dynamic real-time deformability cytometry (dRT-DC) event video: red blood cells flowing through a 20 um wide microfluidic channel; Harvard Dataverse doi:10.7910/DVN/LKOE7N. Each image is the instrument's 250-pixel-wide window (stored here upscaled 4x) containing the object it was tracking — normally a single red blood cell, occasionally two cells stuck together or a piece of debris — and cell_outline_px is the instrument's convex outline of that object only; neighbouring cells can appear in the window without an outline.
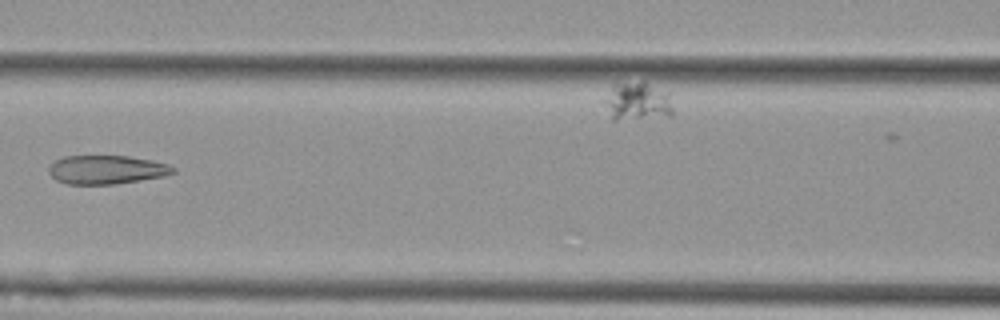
{"species": "Egyptian fruit bat (a non-hibernating species)", "species_latin": "Rousettus aegyptiacus", "temperature_condition": "cold", "stored_images_in_passage": 8, "camera_frame_rate_fps": 3000, "um_per_image_px": 0.085, "animal": {"sex": "female"}, "frame": {"image": 1, "passage_image": 7, "time_ms": 2.0, "image_size_px": [1000, 320], "cell_outline_px": [[176, 172], [164, 176], [116, 184], [68, 184], [56, 180], [48, 172], [48, 168], [56, 160], [64, 156], [128, 156], [152, 160], [168, 164], [176, 168]], "centroid_in_image_um": [9.07, 14.42], "position_along_channel_um": 157.5, "area_um2": 20.81}}